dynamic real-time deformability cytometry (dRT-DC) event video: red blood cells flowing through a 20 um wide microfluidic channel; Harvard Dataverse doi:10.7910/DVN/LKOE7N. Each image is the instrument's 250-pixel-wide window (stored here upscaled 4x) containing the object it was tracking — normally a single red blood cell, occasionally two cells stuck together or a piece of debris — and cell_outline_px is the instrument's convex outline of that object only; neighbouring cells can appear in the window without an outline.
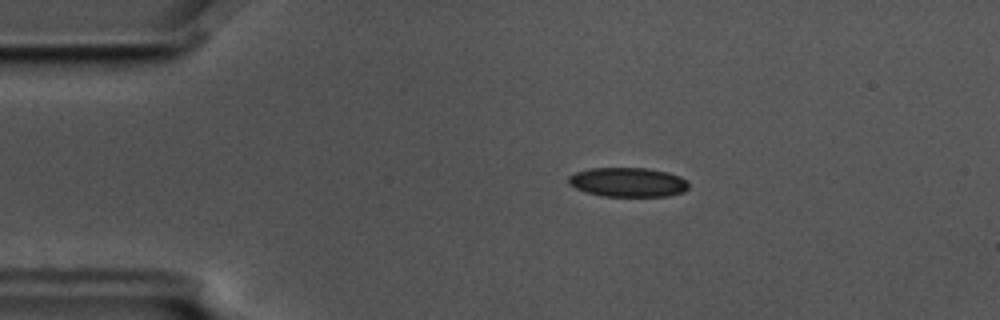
{"species": "common noctule bat (a hibernating species)", "species_latin": "Nyctalus noctula", "temperature_condition": "cold", "stored_images_in_passage": 3, "camera_frame_rate_fps": 3000, "um_per_image_px": 0.085, "animal": {"sex": "male", "body_mass_g": 17.5, "forearm_length_mm": 52.3}, "frame": {"image": 1, "passage_image": 2, "time_ms": 0.333, "image_size_px": [1000, 320], "cell_outline_px": [[688, 188], [684, 192], [668, 196], [600, 196], [584, 192], [568, 184], [568, 176], [576, 172], [588, 168], [648, 168], [668, 172], [680, 176], [688, 184]], "centroid_in_image_um": [53.34, 15.49], "position_along_channel_um": 31.7, "area_um2": 20.69}}